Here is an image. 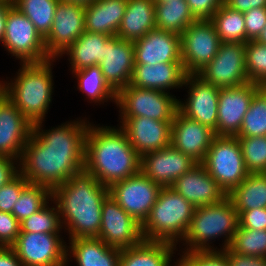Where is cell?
Returning <instances> with one entry per match:
<instances>
[{
	"instance_id": "obj_1",
	"label": "cell",
	"mask_w": 266,
	"mask_h": 266,
	"mask_svg": "<svg viewBox=\"0 0 266 266\" xmlns=\"http://www.w3.org/2000/svg\"><path fill=\"white\" fill-rule=\"evenodd\" d=\"M87 118L68 121L43 130V121L33 124L19 162L23 177L32 184L53 190L84 169Z\"/></svg>"
},
{
	"instance_id": "obj_2",
	"label": "cell",
	"mask_w": 266,
	"mask_h": 266,
	"mask_svg": "<svg viewBox=\"0 0 266 266\" xmlns=\"http://www.w3.org/2000/svg\"><path fill=\"white\" fill-rule=\"evenodd\" d=\"M109 187L82 169L52 190V202L59 209L62 227L69 239L97 237L101 226L103 201Z\"/></svg>"
},
{
	"instance_id": "obj_3",
	"label": "cell",
	"mask_w": 266,
	"mask_h": 266,
	"mask_svg": "<svg viewBox=\"0 0 266 266\" xmlns=\"http://www.w3.org/2000/svg\"><path fill=\"white\" fill-rule=\"evenodd\" d=\"M141 157L120 128L89 124L85 137L84 169L110 187L140 171Z\"/></svg>"
},
{
	"instance_id": "obj_4",
	"label": "cell",
	"mask_w": 266,
	"mask_h": 266,
	"mask_svg": "<svg viewBox=\"0 0 266 266\" xmlns=\"http://www.w3.org/2000/svg\"><path fill=\"white\" fill-rule=\"evenodd\" d=\"M56 58L38 63H22L11 82L2 81V92L33 125L44 121L52 102V67ZM52 63V65H51Z\"/></svg>"
},
{
	"instance_id": "obj_5",
	"label": "cell",
	"mask_w": 266,
	"mask_h": 266,
	"mask_svg": "<svg viewBox=\"0 0 266 266\" xmlns=\"http://www.w3.org/2000/svg\"><path fill=\"white\" fill-rule=\"evenodd\" d=\"M238 226L239 214L228 195L220 202L195 207L189 228L181 240L186 245L183 252L216 251L217 247L211 246L212 240L221 237L225 239L220 251L227 249Z\"/></svg>"
},
{
	"instance_id": "obj_6",
	"label": "cell",
	"mask_w": 266,
	"mask_h": 266,
	"mask_svg": "<svg viewBox=\"0 0 266 266\" xmlns=\"http://www.w3.org/2000/svg\"><path fill=\"white\" fill-rule=\"evenodd\" d=\"M194 210L195 207L174 189L162 187L148 218L141 225L143 240L177 245L189 228Z\"/></svg>"
},
{
	"instance_id": "obj_7",
	"label": "cell",
	"mask_w": 266,
	"mask_h": 266,
	"mask_svg": "<svg viewBox=\"0 0 266 266\" xmlns=\"http://www.w3.org/2000/svg\"><path fill=\"white\" fill-rule=\"evenodd\" d=\"M202 164L227 195L249 175L236 136H215Z\"/></svg>"
},
{
	"instance_id": "obj_8",
	"label": "cell",
	"mask_w": 266,
	"mask_h": 266,
	"mask_svg": "<svg viewBox=\"0 0 266 266\" xmlns=\"http://www.w3.org/2000/svg\"><path fill=\"white\" fill-rule=\"evenodd\" d=\"M178 102L170 92L139 88L127 85L117 93L116 105L121 118L147 117L173 122L178 111Z\"/></svg>"
},
{
	"instance_id": "obj_9",
	"label": "cell",
	"mask_w": 266,
	"mask_h": 266,
	"mask_svg": "<svg viewBox=\"0 0 266 266\" xmlns=\"http://www.w3.org/2000/svg\"><path fill=\"white\" fill-rule=\"evenodd\" d=\"M7 52L22 63H38L49 60L45 40L34 24L15 6L7 14L6 29L1 43Z\"/></svg>"
},
{
	"instance_id": "obj_10",
	"label": "cell",
	"mask_w": 266,
	"mask_h": 266,
	"mask_svg": "<svg viewBox=\"0 0 266 266\" xmlns=\"http://www.w3.org/2000/svg\"><path fill=\"white\" fill-rule=\"evenodd\" d=\"M221 41L210 20H196L180 35L181 60L186 74H197L216 56Z\"/></svg>"
},
{
	"instance_id": "obj_11",
	"label": "cell",
	"mask_w": 266,
	"mask_h": 266,
	"mask_svg": "<svg viewBox=\"0 0 266 266\" xmlns=\"http://www.w3.org/2000/svg\"><path fill=\"white\" fill-rule=\"evenodd\" d=\"M161 186L142 171L117 181L109 187V195L119 206L142 225L154 206Z\"/></svg>"
},
{
	"instance_id": "obj_12",
	"label": "cell",
	"mask_w": 266,
	"mask_h": 266,
	"mask_svg": "<svg viewBox=\"0 0 266 266\" xmlns=\"http://www.w3.org/2000/svg\"><path fill=\"white\" fill-rule=\"evenodd\" d=\"M197 75L218 88H230L249 82L245 43L221 42L216 56Z\"/></svg>"
},
{
	"instance_id": "obj_13",
	"label": "cell",
	"mask_w": 266,
	"mask_h": 266,
	"mask_svg": "<svg viewBox=\"0 0 266 266\" xmlns=\"http://www.w3.org/2000/svg\"><path fill=\"white\" fill-rule=\"evenodd\" d=\"M60 236L61 234L50 233H20L11 248L22 266H59L67 263V244Z\"/></svg>"
},
{
	"instance_id": "obj_14",
	"label": "cell",
	"mask_w": 266,
	"mask_h": 266,
	"mask_svg": "<svg viewBox=\"0 0 266 266\" xmlns=\"http://www.w3.org/2000/svg\"><path fill=\"white\" fill-rule=\"evenodd\" d=\"M101 215L98 238L108 246L122 250L136 246L143 241L141 225L110 195L103 201Z\"/></svg>"
},
{
	"instance_id": "obj_15",
	"label": "cell",
	"mask_w": 266,
	"mask_h": 266,
	"mask_svg": "<svg viewBox=\"0 0 266 266\" xmlns=\"http://www.w3.org/2000/svg\"><path fill=\"white\" fill-rule=\"evenodd\" d=\"M189 85V86H188ZM183 86L189 88L185 102H178V110L186 117L196 120L214 132L217 129L219 90L197 74H188Z\"/></svg>"
},
{
	"instance_id": "obj_16",
	"label": "cell",
	"mask_w": 266,
	"mask_h": 266,
	"mask_svg": "<svg viewBox=\"0 0 266 266\" xmlns=\"http://www.w3.org/2000/svg\"><path fill=\"white\" fill-rule=\"evenodd\" d=\"M85 5L58 2L49 34L44 38L47 54L59 56L85 32Z\"/></svg>"
},
{
	"instance_id": "obj_17",
	"label": "cell",
	"mask_w": 266,
	"mask_h": 266,
	"mask_svg": "<svg viewBox=\"0 0 266 266\" xmlns=\"http://www.w3.org/2000/svg\"><path fill=\"white\" fill-rule=\"evenodd\" d=\"M260 86L247 82L240 86L220 88L216 136H236Z\"/></svg>"
},
{
	"instance_id": "obj_18",
	"label": "cell",
	"mask_w": 266,
	"mask_h": 266,
	"mask_svg": "<svg viewBox=\"0 0 266 266\" xmlns=\"http://www.w3.org/2000/svg\"><path fill=\"white\" fill-rule=\"evenodd\" d=\"M197 162L171 144L141 156L140 171L161 187H170Z\"/></svg>"
},
{
	"instance_id": "obj_19",
	"label": "cell",
	"mask_w": 266,
	"mask_h": 266,
	"mask_svg": "<svg viewBox=\"0 0 266 266\" xmlns=\"http://www.w3.org/2000/svg\"><path fill=\"white\" fill-rule=\"evenodd\" d=\"M33 125L3 92L0 94V156L20 162Z\"/></svg>"
},
{
	"instance_id": "obj_20",
	"label": "cell",
	"mask_w": 266,
	"mask_h": 266,
	"mask_svg": "<svg viewBox=\"0 0 266 266\" xmlns=\"http://www.w3.org/2000/svg\"><path fill=\"white\" fill-rule=\"evenodd\" d=\"M120 128L139 156L161 150L171 144L172 122L147 117L119 118Z\"/></svg>"
},
{
	"instance_id": "obj_21",
	"label": "cell",
	"mask_w": 266,
	"mask_h": 266,
	"mask_svg": "<svg viewBox=\"0 0 266 266\" xmlns=\"http://www.w3.org/2000/svg\"><path fill=\"white\" fill-rule=\"evenodd\" d=\"M213 130L177 111L171 125V145L202 163L215 137Z\"/></svg>"
},
{
	"instance_id": "obj_22",
	"label": "cell",
	"mask_w": 266,
	"mask_h": 266,
	"mask_svg": "<svg viewBox=\"0 0 266 266\" xmlns=\"http://www.w3.org/2000/svg\"><path fill=\"white\" fill-rule=\"evenodd\" d=\"M134 63H182L180 35L171 31L154 29L133 42Z\"/></svg>"
},
{
	"instance_id": "obj_23",
	"label": "cell",
	"mask_w": 266,
	"mask_h": 266,
	"mask_svg": "<svg viewBox=\"0 0 266 266\" xmlns=\"http://www.w3.org/2000/svg\"><path fill=\"white\" fill-rule=\"evenodd\" d=\"M134 64L133 41L112 36L106 42L104 60L98 65L108 85L118 93L130 84Z\"/></svg>"
},
{
	"instance_id": "obj_24",
	"label": "cell",
	"mask_w": 266,
	"mask_h": 266,
	"mask_svg": "<svg viewBox=\"0 0 266 266\" xmlns=\"http://www.w3.org/2000/svg\"><path fill=\"white\" fill-rule=\"evenodd\" d=\"M194 207L220 202L227 194L209 175L202 163H197L171 186Z\"/></svg>"
},
{
	"instance_id": "obj_25",
	"label": "cell",
	"mask_w": 266,
	"mask_h": 266,
	"mask_svg": "<svg viewBox=\"0 0 266 266\" xmlns=\"http://www.w3.org/2000/svg\"><path fill=\"white\" fill-rule=\"evenodd\" d=\"M186 75L182 63L134 64L130 85L169 93L183 87Z\"/></svg>"
},
{
	"instance_id": "obj_26",
	"label": "cell",
	"mask_w": 266,
	"mask_h": 266,
	"mask_svg": "<svg viewBox=\"0 0 266 266\" xmlns=\"http://www.w3.org/2000/svg\"><path fill=\"white\" fill-rule=\"evenodd\" d=\"M69 240L66 252L67 262H70L69 259L74 257L77 266H119L121 250L108 246L100 238H73Z\"/></svg>"
},
{
	"instance_id": "obj_27",
	"label": "cell",
	"mask_w": 266,
	"mask_h": 266,
	"mask_svg": "<svg viewBox=\"0 0 266 266\" xmlns=\"http://www.w3.org/2000/svg\"><path fill=\"white\" fill-rule=\"evenodd\" d=\"M126 5L127 0H96L85 5V31L116 36Z\"/></svg>"
},
{
	"instance_id": "obj_28",
	"label": "cell",
	"mask_w": 266,
	"mask_h": 266,
	"mask_svg": "<svg viewBox=\"0 0 266 266\" xmlns=\"http://www.w3.org/2000/svg\"><path fill=\"white\" fill-rule=\"evenodd\" d=\"M154 29H156L154 0H127L125 13L116 36L134 42Z\"/></svg>"
},
{
	"instance_id": "obj_29",
	"label": "cell",
	"mask_w": 266,
	"mask_h": 266,
	"mask_svg": "<svg viewBox=\"0 0 266 266\" xmlns=\"http://www.w3.org/2000/svg\"><path fill=\"white\" fill-rule=\"evenodd\" d=\"M176 246L166 241H146L122 249L119 266H170Z\"/></svg>"
},
{
	"instance_id": "obj_30",
	"label": "cell",
	"mask_w": 266,
	"mask_h": 266,
	"mask_svg": "<svg viewBox=\"0 0 266 266\" xmlns=\"http://www.w3.org/2000/svg\"><path fill=\"white\" fill-rule=\"evenodd\" d=\"M112 36L85 31L59 57L66 54L72 72L98 65L104 60L106 42Z\"/></svg>"
},
{
	"instance_id": "obj_31",
	"label": "cell",
	"mask_w": 266,
	"mask_h": 266,
	"mask_svg": "<svg viewBox=\"0 0 266 266\" xmlns=\"http://www.w3.org/2000/svg\"><path fill=\"white\" fill-rule=\"evenodd\" d=\"M228 196L239 215L250 209L266 208V173H249Z\"/></svg>"
},
{
	"instance_id": "obj_32",
	"label": "cell",
	"mask_w": 266,
	"mask_h": 266,
	"mask_svg": "<svg viewBox=\"0 0 266 266\" xmlns=\"http://www.w3.org/2000/svg\"><path fill=\"white\" fill-rule=\"evenodd\" d=\"M156 28L181 35L196 21L186 0L155 2Z\"/></svg>"
},
{
	"instance_id": "obj_33",
	"label": "cell",
	"mask_w": 266,
	"mask_h": 266,
	"mask_svg": "<svg viewBox=\"0 0 266 266\" xmlns=\"http://www.w3.org/2000/svg\"><path fill=\"white\" fill-rule=\"evenodd\" d=\"M72 74L77 77V89L85 93L91 102L104 103L112 100L116 103L117 93L106 82L99 65L86 67Z\"/></svg>"
},
{
	"instance_id": "obj_34",
	"label": "cell",
	"mask_w": 266,
	"mask_h": 266,
	"mask_svg": "<svg viewBox=\"0 0 266 266\" xmlns=\"http://www.w3.org/2000/svg\"><path fill=\"white\" fill-rule=\"evenodd\" d=\"M210 21L221 42L246 43L245 20L242 12L233 10L223 3Z\"/></svg>"
},
{
	"instance_id": "obj_35",
	"label": "cell",
	"mask_w": 266,
	"mask_h": 266,
	"mask_svg": "<svg viewBox=\"0 0 266 266\" xmlns=\"http://www.w3.org/2000/svg\"><path fill=\"white\" fill-rule=\"evenodd\" d=\"M59 0H13L15 6L45 38L52 27Z\"/></svg>"
},
{
	"instance_id": "obj_36",
	"label": "cell",
	"mask_w": 266,
	"mask_h": 266,
	"mask_svg": "<svg viewBox=\"0 0 266 266\" xmlns=\"http://www.w3.org/2000/svg\"><path fill=\"white\" fill-rule=\"evenodd\" d=\"M49 201H52V190L49 187L29 183L16 200L12 215L21 222L42 209Z\"/></svg>"
},
{
	"instance_id": "obj_37",
	"label": "cell",
	"mask_w": 266,
	"mask_h": 266,
	"mask_svg": "<svg viewBox=\"0 0 266 266\" xmlns=\"http://www.w3.org/2000/svg\"><path fill=\"white\" fill-rule=\"evenodd\" d=\"M266 136V94L259 89L253 96L236 137Z\"/></svg>"
},
{
	"instance_id": "obj_38",
	"label": "cell",
	"mask_w": 266,
	"mask_h": 266,
	"mask_svg": "<svg viewBox=\"0 0 266 266\" xmlns=\"http://www.w3.org/2000/svg\"><path fill=\"white\" fill-rule=\"evenodd\" d=\"M53 204H55V206H50L48 202L42 209L21 221L20 233L60 234L63 227L59 209L55 202Z\"/></svg>"
},
{
	"instance_id": "obj_39",
	"label": "cell",
	"mask_w": 266,
	"mask_h": 266,
	"mask_svg": "<svg viewBox=\"0 0 266 266\" xmlns=\"http://www.w3.org/2000/svg\"><path fill=\"white\" fill-rule=\"evenodd\" d=\"M230 248L238 254L266 257V230H254L238 226Z\"/></svg>"
},
{
	"instance_id": "obj_40",
	"label": "cell",
	"mask_w": 266,
	"mask_h": 266,
	"mask_svg": "<svg viewBox=\"0 0 266 266\" xmlns=\"http://www.w3.org/2000/svg\"><path fill=\"white\" fill-rule=\"evenodd\" d=\"M249 173H266V136L237 137Z\"/></svg>"
},
{
	"instance_id": "obj_41",
	"label": "cell",
	"mask_w": 266,
	"mask_h": 266,
	"mask_svg": "<svg viewBox=\"0 0 266 266\" xmlns=\"http://www.w3.org/2000/svg\"><path fill=\"white\" fill-rule=\"evenodd\" d=\"M245 59L249 82L260 86L266 81V45L248 41L245 43Z\"/></svg>"
},
{
	"instance_id": "obj_42",
	"label": "cell",
	"mask_w": 266,
	"mask_h": 266,
	"mask_svg": "<svg viewBox=\"0 0 266 266\" xmlns=\"http://www.w3.org/2000/svg\"><path fill=\"white\" fill-rule=\"evenodd\" d=\"M180 260L186 266H230L222 251L182 252Z\"/></svg>"
},
{
	"instance_id": "obj_43",
	"label": "cell",
	"mask_w": 266,
	"mask_h": 266,
	"mask_svg": "<svg viewBox=\"0 0 266 266\" xmlns=\"http://www.w3.org/2000/svg\"><path fill=\"white\" fill-rule=\"evenodd\" d=\"M29 182L19 172L12 180L0 188V211L12 213L16 200Z\"/></svg>"
},
{
	"instance_id": "obj_44",
	"label": "cell",
	"mask_w": 266,
	"mask_h": 266,
	"mask_svg": "<svg viewBox=\"0 0 266 266\" xmlns=\"http://www.w3.org/2000/svg\"><path fill=\"white\" fill-rule=\"evenodd\" d=\"M20 234V222L12 213L0 211V247H11Z\"/></svg>"
},
{
	"instance_id": "obj_45",
	"label": "cell",
	"mask_w": 266,
	"mask_h": 266,
	"mask_svg": "<svg viewBox=\"0 0 266 266\" xmlns=\"http://www.w3.org/2000/svg\"><path fill=\"white\" fill-rule=\"evenodd\" d=\"M246 30V43L256 40L266 26V8L250 9L243 13Z\"/></svg>"
},
{
	"instance_id": "obj_46",
	"label": "cell",
	"mask_w": 266,
	"mask_h": 266,
	"mask_svg": "<svg viewBox=\"0 0 266 266\" xmlns=\"http://www.w3.org/2000/svg\"><path fill=\"white\" fill-rule=\"evenodd\" d=\"M196 20H210L223 4V0H186Z\"/></svg>"
},
{
	"instance_id": "obj_47",
	"label": "cell",
	"mask_w": 266,
	"mask_h": 266,
	"mask_svg": "<svg viewBox=\"0 0 266 266\" xmlns=\"http://www.w3.org/2000/svg\"><path fill=\"white\" fill-rule=\"evenodd\" d=\"M239 226L254 230H266V208L243 211L239 215Z\"/></svg>"
},
{
	"instance_id": "obj_48",
	"label": "cell",
	"mask_w": 266,
	"mask_h": 266,
	"mask_svg": "<svg viewBox=\"0 0 266 266\" xmlns=\"http://www.w3.org/2000/svg\"><path fill=\"white\" fill-rule=\"evenodd\" d=\"M230 266H266V257H256L235 253L230 247L221 250Z\"/></svg>"
},
{
	"instance_id": "obj_49",
	"label": "cell",
	"mask_w": 266,
	"mask_h": 266,
	"mask_svg": "<svg viewBox=\"0 0 266 266\" xmlns=\"http://www.w3.org/2000/svg\"><path fill=\"white\" fill-rule=\"evenodd\" d=\"M18 166V160L7 156H0V188L20 172Z\"/></svg>"
},
{
	"instance_id": "obj_50",
	"label": "cell",
	"mask_w": 266,
	"mask_h": 266,
	"mask_svg": "<svg viewBox=\"0 0 266 266\" xmlns=\"http://www.w3.org/2000/svg\"><path fill=\"white\" fill-rule=\"evenodd\" d=\"M223 3L229 8L246 12L255 8H266V0H223Z\"/></svg>"
},
{
	"instance_id": "obj_51",
	"label": "cell",
	"mask_w": 266,
	"mask_h": 266,
	"mask_svg": "<svg viewBox=\"0 0 266 266\" xmlns=\"http://www.w3.org/2000/svg\"><path fill=\"white\" fill-rule=\"evenodd\" d=\"M0 266H22L11 247H0Z\"/></svg>"
},
{
	"instance_id": "obj_52",
	"label": "cell",
	"mask_w": 266,
	"mask_h": 266,
	"mask_svg": "<svg viewBox=\"0 0 266 266\" xmlns=\"http://www.w3.org/2000/svg\"><path fill=\"white\" fill-rule=\"evenodd\" d=\"M13 6V1H0V41L2 43L5 29L6 19L9 9Z\"/></svg>"
},
{
	"instance_id": "obj_53",
	"label": "cell",
	"mask_w": 266,
	"mask_h": 266,
	"mask_svg": "<svg viewBox=\"0 0 266 266\" xmlns=\"http://www.w3.org/2000/svg\"><path fill=\"white\" fill-rule=\"evenodd\" d=\"M96 0H59V2L77 3L80 5H88L94 3Z\"/></svg>"
},
{
	"instance_id": "obj_54",
	"label": "cell",
	"mask_w": 266,
	"mask_h": 266,
	"mask_svg": "<svg viewBox=\"0 0 266 266\" xmlns=\"http://www.w3.org/2000/svg\"><path fill=\"white\" fill-rule=\"evenodd\" d=\"M255 41H257L260 44L266 45V26L261 31L260 35L257 37V39Z\"/></svg>"
},
{
	"instance_id": "obj_55",
	"label": "cell",
	"mask_w": 266,
	"mask_h": 266,
	"mask_svg": "<svg viewBox=\"0 0 266 266\" xmlns=\"http://www.w3.org/2000/svg\"><path fill=\"white\" fill-rule=\"evenodd\" d=\"M170 266H172V265H170ZM174 266H186V265L178 258V261L175 262Z\"/></svg>"
},
{
	"instance_id": "obj_56",
	"label": "cell",
	"mask_w": 266,
	"mask_h": 266,
	"mask_svg": "<svg viewBox=\"0 0 266 266\" xmlns=\"http://www.w3.org/2000/svg\"><path fill=\"white\" fill-rule=\"evenodd\" d=\"M260 89L266 94V81L260 85Z\"/></svg>"
},
{
	"instance_id": "obj_57",
	"label": "cell",
	"mask_w": 266,
	"mask_h": 266,
	"mask_svg": "<svg viewBox=\"0 0 266 266\" xmlns=\"http://www.w3.org/2000/svg\"><path fill=\"white\" fill-rule=\"evenodd\" d=\"M168 1H171V0H154V2H168Z\"/></svg>"
},
{
	"instance_id": "obj_58",
	"label": "cell",
	"mask_w": 266,
	"mask_h": 266,
	"mask_svg": "<svg viewBox=\"0 0 266 266\" xmlns=\"http://www.w3.org/2000/svg\"><path fill=\"white\" fill-rule=\"evenodd\" d=\"M2 93V81H0V94Z\"/></svg>"
},
{
	"instance_id": "obj_59",
	"label": "cell",
	"mask_w": 266,
	"mask_h": 266,
	"mask_svg": "<svg viewBox=\"0 0 266 266\" xmlns=\"http://www.w3.org/2000/svg\"><path fill=\"white\" fill-rule=\"evenodd\" d=\"M67 264H68V262H67L66 264H63V265H59V266H68Z\"/></svg>"
}]
</instances>
